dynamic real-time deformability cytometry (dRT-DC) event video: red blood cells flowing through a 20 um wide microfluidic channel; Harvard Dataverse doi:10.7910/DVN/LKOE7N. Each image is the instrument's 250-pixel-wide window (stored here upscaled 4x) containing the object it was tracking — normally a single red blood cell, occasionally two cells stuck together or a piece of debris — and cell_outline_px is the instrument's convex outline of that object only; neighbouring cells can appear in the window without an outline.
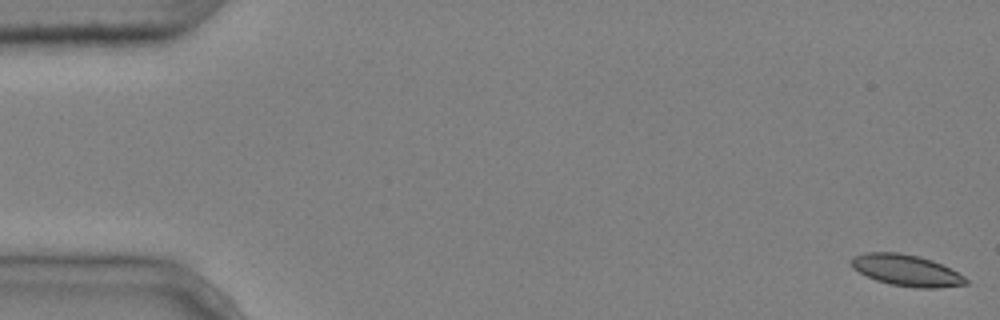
{"species": "common noctule bat (a hibernating species)", "species_latin": "Nyctalus noctula", "temperature_condition": "cold", "stored_images_in_passage": 6, "camera_frame_rate_fps": 3000, "um_per_image_px": 0.085, "animal": {"sex": "male", "body_mass_g": 20.4}, "frame": {"image": 1, "passage_image": 1, "time_ms": 0.0, "image_size_px": [1000, 320], "cell_outline_px": [[968, 284], [936, 288], [916, 288], [888, 284], [876, 280], [852, 268], [848, 260], [852, 256], [864, 252], [900, 252], [932, 260], [964, 276], [968, 280]], "centroid_in_image_um": [76.99, 22.97], "position_along_channel_um": 8.0, "area_um2": 20.98}}
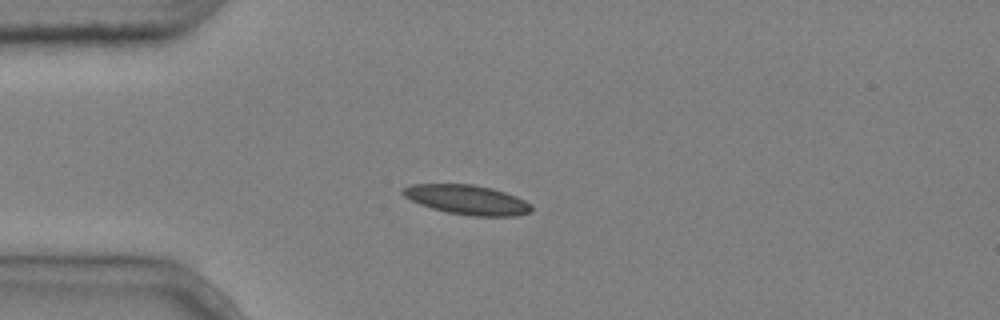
{"frame": {"image": 2, "passage_image": 4, "time_ms": 1.0, "image_size_px": [1000, 320], "cell_outline_px": [[532, 212], [520, 216], [472, 216], [448, 212], [432, 208], [420, 204], [404, 196], [400, 192], [400, 188], [412, 184], [472, 184], [492, 188], [516, 196], [532, 204]], "centroid_in_image_um": [39.72, 16.98], "position_along_channel_um": 45.3, "area_um2": 22.25}}
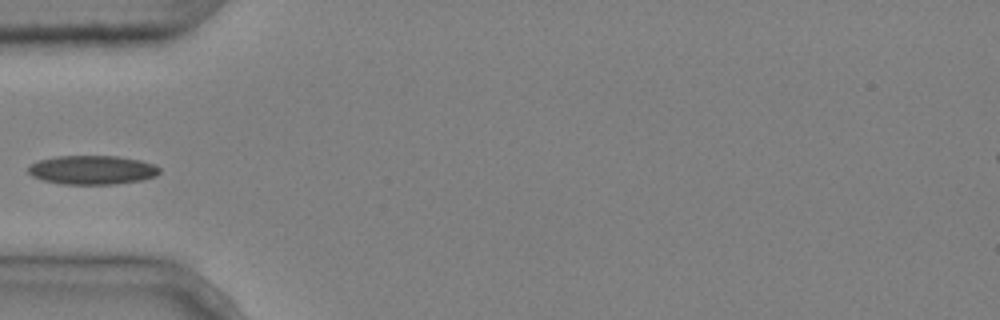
{"frame": {"image": 3, "passage_image": 5, "time_ms": 1.333, "image_size_px": [1000, 320], "cell_outline_px": [[160, 172], [156, 176], [140, 180], [116, 184], [60, 184], [44, 180], [32, 176], [28, 172], [28, 168], [32, 164], [40, 160], [56, 156], [116, 156], [140, 160], [152, 164], [160, 168]], "centroid_in_image_um": [7.84, 14.45], "position_along_channel_um": 77.2, "area_um2": 22.02}}